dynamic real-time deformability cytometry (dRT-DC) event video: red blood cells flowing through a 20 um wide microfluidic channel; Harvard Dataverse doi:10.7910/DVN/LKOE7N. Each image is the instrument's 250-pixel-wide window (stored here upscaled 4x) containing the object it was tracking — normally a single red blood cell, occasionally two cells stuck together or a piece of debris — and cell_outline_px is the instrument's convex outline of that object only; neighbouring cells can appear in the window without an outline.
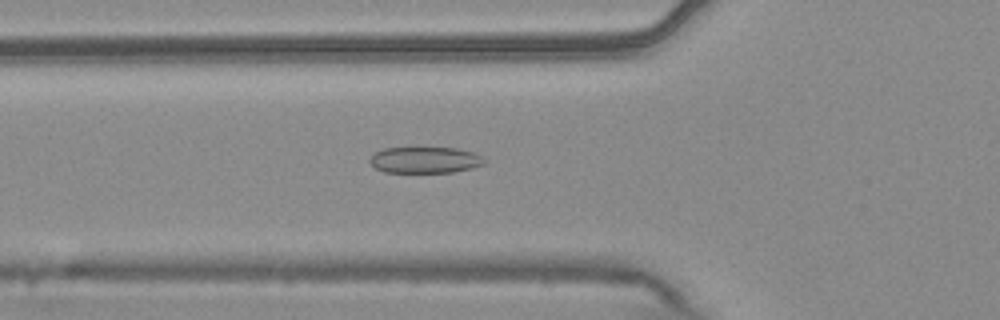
{"species": "common noctule bat (a hibernating species)", "species_latin": "Nyctalus noctula", "temperature_condition": "warm", "stored_images_in_passage": 50, "camera_frame_rate_fps": 3000, "um_per_image_px": 0.085, "animal": {"sex": "male", "body_mass_g": 20.4}, "frame": {"image": 1, "passage_image": 17, "time_ms": 5.333, "image_size_px": [1000, 320], "cell_outline_px": [[488, 160], [484, 164], [472, 168], [452, 172], [384, 172], [376, 168], [368, 160], [376, 152], [384, 148], [456, 148], [472, 152], [484, 156]], "centroid_in_image_um": [36.18, 13.6], "position_along_channel_um": 89.6, "area_um2": 17.51}}
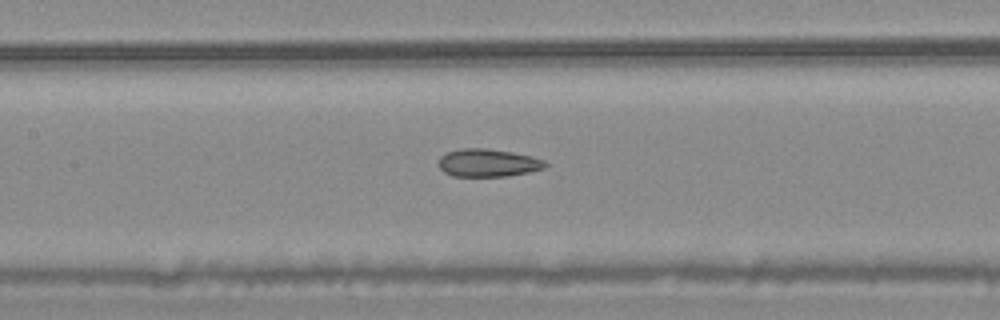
{"frame": {"image": 2, "passage_image": 23, "time_ms": 7.333, "image_size_px": [1000, 320], "cell_outline_px": [[548, 164], [544, 168], [528, 172], [508, 176], [452, 176], [444, 172], [440, 168], [440, 156], [448, 152], [464, 148], [484, 148], [512, 152], [532, 156], [544, 160]], "centroid_in_image_um": [41.5, 13.84], "position_along_channel_um": 165.9, "area_um2": 17.17}}
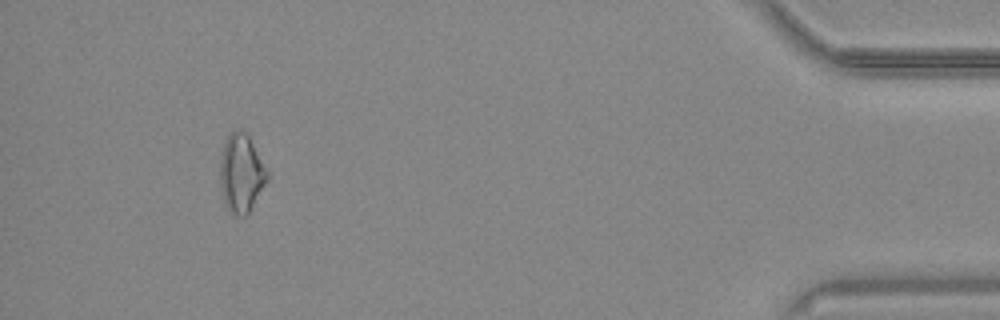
{"frame": {"image": 3, "passage_image": 48, "time_ms": 15.667, "image_size_px": [1000, 320], "cell_outline_px": [[268, 180], [248, 216], [236, 216], [224, 204], [220, 184], [220, 156], [224, 140], [236, 128], [244, 132], [248, 136], [268, 172]], "centroid_in_image_um": [20.49, 14.76], "position_along_channel_um": 414.7, "area_um2": 21.62}}